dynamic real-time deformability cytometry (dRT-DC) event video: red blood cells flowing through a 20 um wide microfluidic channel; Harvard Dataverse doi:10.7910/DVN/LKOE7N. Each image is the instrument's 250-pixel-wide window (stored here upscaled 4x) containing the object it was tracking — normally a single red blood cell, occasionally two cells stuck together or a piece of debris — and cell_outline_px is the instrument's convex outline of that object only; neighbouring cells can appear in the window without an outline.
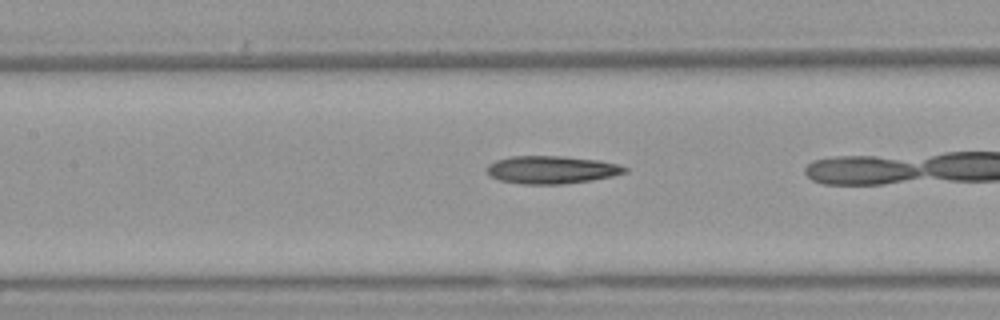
{"species": "Egyptian fruit bat (a non-hibernating species)", "species_latin": "Rousettus aegyptiacus", "temperature_condition": "warm", "stored_images_in_passage": 35, "camera_frame_rate_fps": 3000, "um_per_image_px": 0.085, "animal": {"sex": "female"}, "frame": {"image": 1, "passage_image": 20, "time_ms": 6.333, "image_size_px": [1000, 320], "cell_outline_px": [[628, 172], [612, 176], [592, 180], [564, 184], [524, 184], [500, 180], [492, 176], [484, 168], [488, 164], [496, 160], [512, 156], [564, 156], [600, 160], [616, 164], [628, 168]], "centroid_in_image_um": [46.89, 14.42], "position_along_channel_um": 160.5, "area_um2": 22.37}}
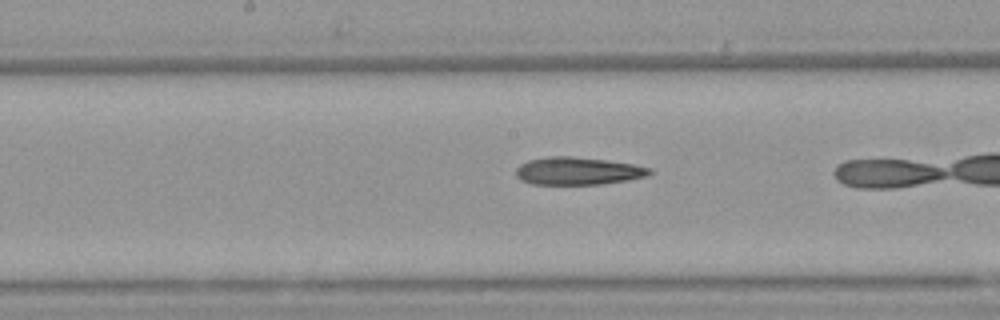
{"frame": {"image": 2, "passage_image": 23, "time_ms": 7.333, "image_size_px": [1000, 320], "cell_outline_px": [[652, 172], [648, 176], [628, 180], [604, 184], [532, 184], [520, 180], [516, 176], [516, 168], [520, 164], [528, 160], [548, 156], [572, 156], [604, 160], [632, 164], [652, 168]], "centroid_in_image_um": [49.11, 14.53], "position_along_channel_um": 199.1, "area_um2": 21.62}}
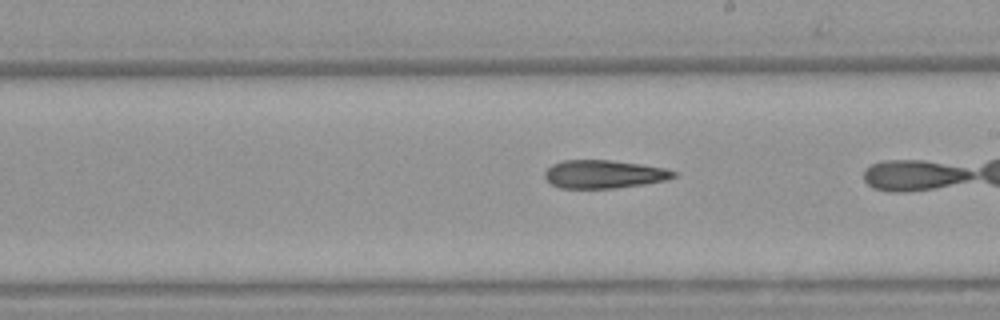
{"frame": {"image": 3, "passage_image": 26, "time_ms": 8.333, "image_size_px": [1000, 320], "cell_outline_px": [[676, 176], [664, 180], [644, 184], [616, 188], [560, 188], [552, 184], [544, 176], [544, 172], [552, 164], [564, 160], [608, 160], [640, 164], [664, 168], [676, 172]], "centroid_in_image_um": [51.31, 14.8], "position_along_channel_um": 237.7, "area_um2": 20.98}}